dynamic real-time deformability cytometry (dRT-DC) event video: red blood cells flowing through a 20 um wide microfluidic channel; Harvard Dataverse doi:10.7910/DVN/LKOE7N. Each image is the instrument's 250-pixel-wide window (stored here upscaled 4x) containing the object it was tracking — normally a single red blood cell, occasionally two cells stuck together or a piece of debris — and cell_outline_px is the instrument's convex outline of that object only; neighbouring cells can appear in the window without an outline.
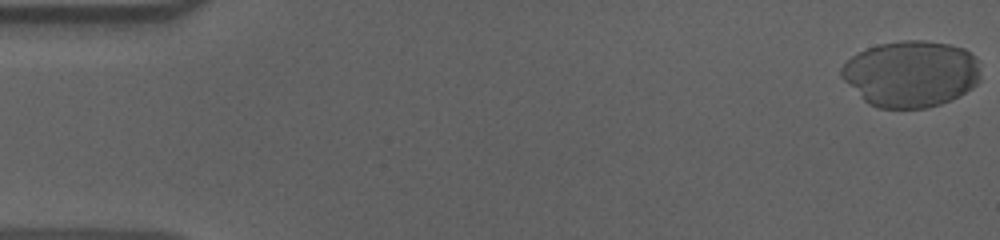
{"species": "human", "species_latin": "Homo sapiens", "temperature_condition": "cold", "stored_images_in_passage": 57, "camera_frame_rate_fps": 3000, "um_per_image_px": 0.085, "donor": {"sex": "male"}, "frame": {"image": 1, "passage_image": 1, "time_ms": 0.0, "image_size_px": [1000, 240], "cell_outline_px": [[980, 80], [972, 88], [960, 96], [952, 100], [940, 104], [924, 108], [876, 108], [868, 104], [840, 76], [840, 68], [852, 56], [868, 48], [880, 44], [904, 40], [924, 40], [948, 44], [964, 48], [976, 56], [980, 60]], "centroid_in_image_um": [77.47, 6.27], "position_along_channel_um": 7.5, "area_um2": 54.16}}